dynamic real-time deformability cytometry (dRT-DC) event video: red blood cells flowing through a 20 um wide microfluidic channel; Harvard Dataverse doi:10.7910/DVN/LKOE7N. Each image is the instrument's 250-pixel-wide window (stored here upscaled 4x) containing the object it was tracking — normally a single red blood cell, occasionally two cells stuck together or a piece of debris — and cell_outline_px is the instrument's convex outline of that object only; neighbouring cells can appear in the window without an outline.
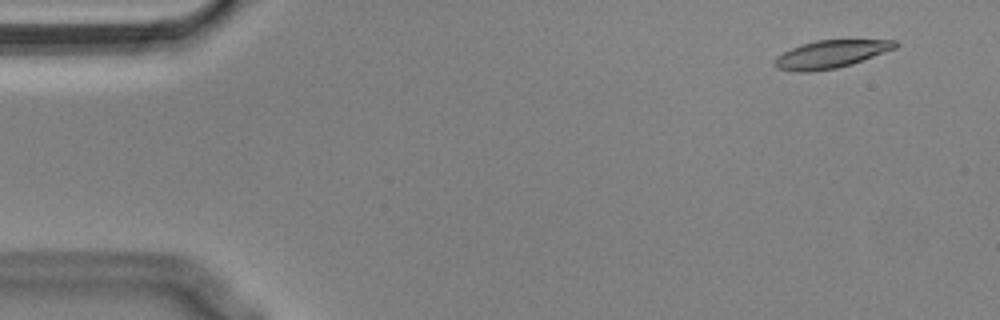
{"species": "Egyptian fruit bat (a non-hibernating species)", "species_latin": "Rousettus aegyptiacus", "temperature_condition": "cold", "stored_images_in_passage": 56, "camera_frame_rate_fps": 3000, "um_per_image_px": 0.085, "animal": {"sex": "male"}, "frame": {"image": 1, "passage_image": 4, "time_ms": 1.0, "image_size_px": [1000, 320], "cell_outline_px": [[900, 44], [896, 48], [852, 64], [836, 68], [808, 72], [796, 72], [776, 68], [772, 64], [772, 60], [776, 56], [792, 48], [816, 40], [896, 40]], "centroid_in_image_um": [70.59, 4.61], "position_along_channel_um": 14.4, "area_um2": 19.54}}
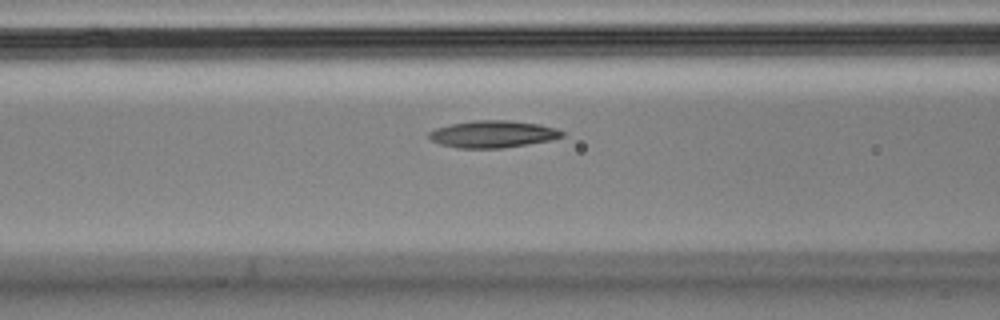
{"frame": {"image": 2, "passage_image": 22, "time_ms": 7.0, "image_size_px": [1000, 320], "cell_outline_px": [[564, 136], [552, 140], [504, 148], [456, 148], [440, 144], [432, 140], [428, 136], [428, 132], [436, 128], [452, 124], [472, 120], [508, 120], [540, 124], [556, 128], [564, 132]], "centroid_in_image_um": [41.91, 11.4], "position_along_channel_um": 124.7, "area_um2": 21.1}}
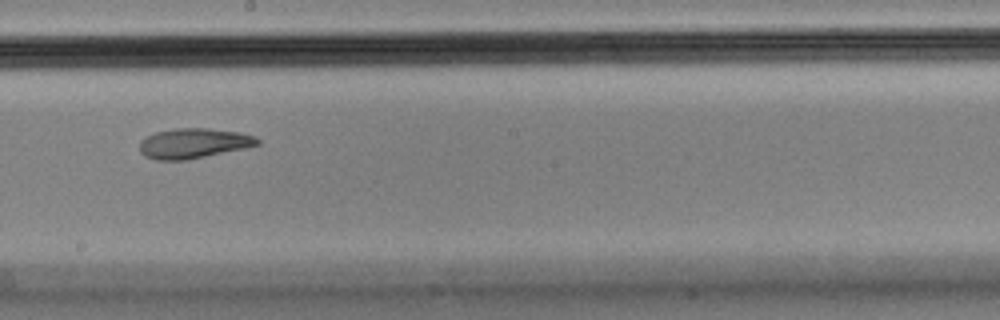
{"frame": {"image": 3, "passage_image": 31, "time_ms": 10.0, "image_size_px": [1000, 320], "cell_outline_px": [[260, 144], [244, 148], [188, 160], [156, 160], [144, 156], [140, 152], [140, 140], [144, 136], [156, 132], [176, 128], [208, 128], [240, 132], [256, 136], [260, 140]], "centroid_in_image_um": [16.44, 12.18], "position_along_channel_um": 231.8, "area_um2": 20.81}, "authors_computed_cell_mechanics": {"area_um2": 20.8369, "velocity_mm_per_s": 3.5604, "shape_relaxation_time_tau1_ms": null, "shape_relaxation_time_tau2_ms": 4.8425, "deformation_change_tau1": null, "deformation_change_tau2": 0.1154}}